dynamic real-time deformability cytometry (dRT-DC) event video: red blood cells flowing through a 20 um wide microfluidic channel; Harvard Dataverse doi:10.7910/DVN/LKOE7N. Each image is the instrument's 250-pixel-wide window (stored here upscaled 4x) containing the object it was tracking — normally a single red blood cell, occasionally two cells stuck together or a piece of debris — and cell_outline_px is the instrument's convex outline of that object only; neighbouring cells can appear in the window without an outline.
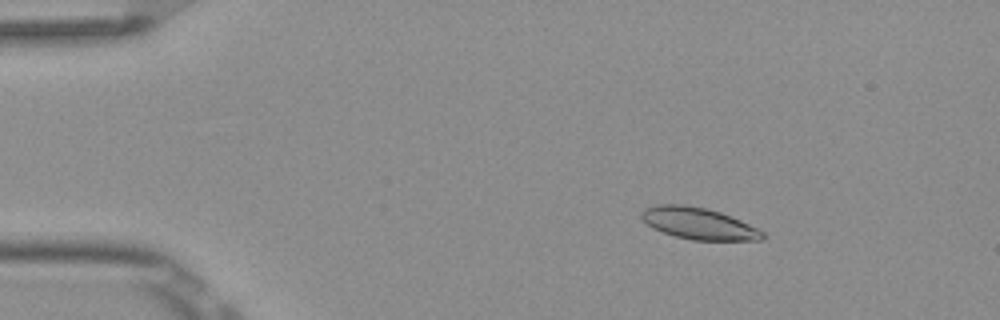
{"species": "Egyptian fruit bat (a non-hibernating species)", "species_latin": "Rousettus aegyptiacus", "temperature_condition": "room temperature", "stored_images_in_passage": 3, "camera_frame_rate_fps": 3000, "um_per_image_px": 0.085, "frame": {"image": 1, "passage_image": 1, "time_ms": 0.0, "image_size_px": [1000, 320], "cell_outline_px": [[768, 236], [760, 240], [692, 240], [676, 236], [652, 228], [640, 216], [640, 212], [644, 208], [656, 204], [680, 204], [708, 208], [720, 212], [740, 220], [764, 232]], "centroid_in_image_um": [59.37, 18.99], "position_along_channel_um": 25.6, "area_um2": 22.31}}